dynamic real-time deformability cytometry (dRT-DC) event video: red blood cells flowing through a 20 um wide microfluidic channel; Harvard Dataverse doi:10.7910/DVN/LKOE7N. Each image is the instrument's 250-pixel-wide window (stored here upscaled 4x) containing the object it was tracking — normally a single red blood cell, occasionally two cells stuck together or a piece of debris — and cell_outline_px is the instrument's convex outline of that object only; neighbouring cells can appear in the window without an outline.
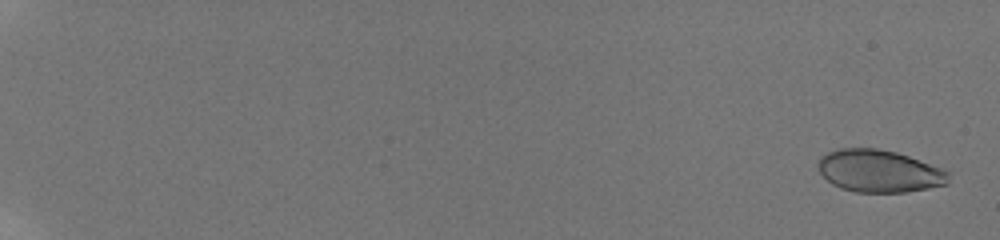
{"species": "human", "species_latin": "Homo sapiens", "temperature_condition": "room temperature", "stored_images_in_passage": 58, "camera_frame_rate_fps": 3000, "um_per_image_px": 0.085, "donor": {"sex": "male"}, "frame": {"image": 1, "passage_image": 2, "time_ms": 0.333, "image_size_px": [1000, 240], "cell_outline_px": [[948, 184], [928, 188], [904, 192], [856, 192], [840, 188], [832, 184], [820, 172], [820, 156], [828, 152], [840, 148], [876, 148], [896, 152], [908, 156], [940, 168], [948, 172]], "centroid_in_image_um": [74.72, 14.54], "position_along_channel_um": 10.3, "area_um2": 31.85}}
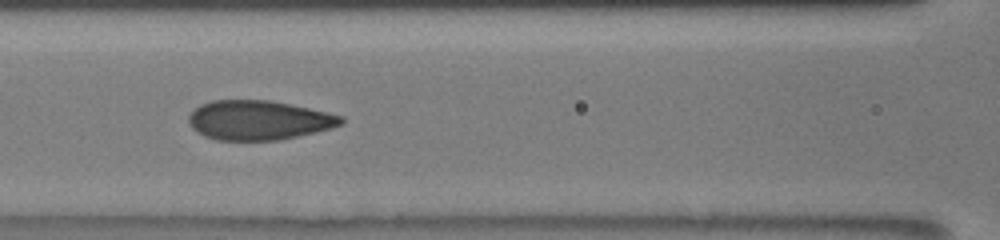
{"frame": {"image": 2, "passage_image": 31, "time_ms": 10.0, "image_size_px": [1000, 240], "cell_outline_px": [[344, 124], [332, 128], [280, 140], [216, 140], [204, 136], [196, 132], [192, 128], [188, 120], [188, 116], [200, 104], [212, 100], [268, 100], [328, 112], [344, 116]], "centroid_in_image_um": [21.99, 10.22], "position_along_channel_um": 144.6, "area_um2": 35.08}}
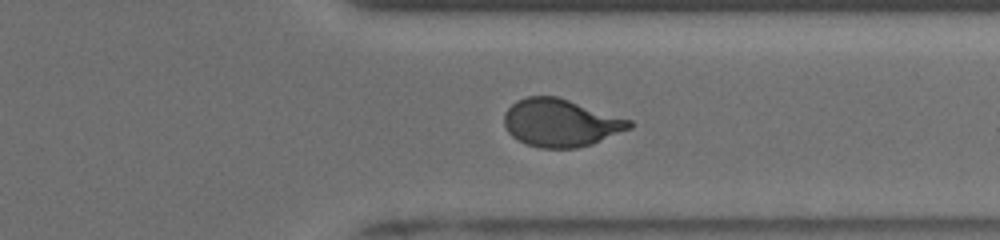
{"frame": {"image": 3, "passage_image": 48, "time_ms": 15.667, "image_size_px": [1000, 240], "cell_outline_px": [[632, 128], [592, 144], [576, 148], [540, 148], [528, 144], [512, 136], [508, 132], [504, 124], [504, 112], [516, 100], [528, 96], [556, 96], [632, 120]], "centroid_in_image_um": [47.65, 10.44], "position_along_channel_um": 363.7, "area_um2": 34.68}, "authors_computed_cell_mechanics": {"area_um2": 34.4199, "velocity_mm_per_s": 3.8782, "shape_relaxation_time_tau1_ms": 4.8675, "shape_relaxation_time_tau2_ms": null, "deformation_change_tau1": 0.1841, "deformation_change_tau2": null}}